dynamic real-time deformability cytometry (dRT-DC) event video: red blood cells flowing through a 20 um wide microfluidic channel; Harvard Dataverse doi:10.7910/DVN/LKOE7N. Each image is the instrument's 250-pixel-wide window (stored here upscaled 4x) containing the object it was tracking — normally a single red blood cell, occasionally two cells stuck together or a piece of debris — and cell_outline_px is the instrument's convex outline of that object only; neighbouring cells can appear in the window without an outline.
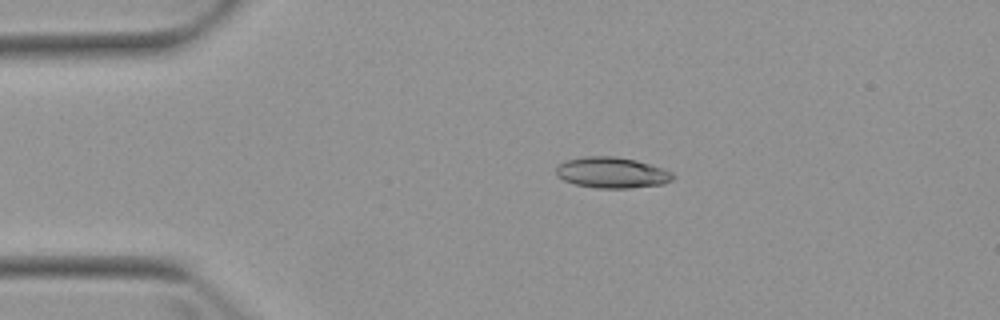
{"species": "Egyptian fruit bat (a non-hibernating species)", "species_latin": "Rousettus aegyptiacus", "temperature_condition": "warm", "stored_images_in_passage": 4, "camera_frame_rate_fps": 3000, "um_per_image_px": 0.085, "animal": {"sex": "female"}, "frame": {"image": 1, "passage_image": 3, "time_ms": 2.333, "image_size_px": [1000, 320], "cell_outline_px": [[676, 176], [672, 180], [664, 184], [628, 188], [596, 188], [576, 184], [564, 180], [556, 176], [556, 168], [564, 160], [584, 156], [616, 156], [636, 160], [672, 172]], "centroid_in_image_um": [52.0, 14.67], "position_along_channel_um": 33.0, "area_um2": 21.04}}